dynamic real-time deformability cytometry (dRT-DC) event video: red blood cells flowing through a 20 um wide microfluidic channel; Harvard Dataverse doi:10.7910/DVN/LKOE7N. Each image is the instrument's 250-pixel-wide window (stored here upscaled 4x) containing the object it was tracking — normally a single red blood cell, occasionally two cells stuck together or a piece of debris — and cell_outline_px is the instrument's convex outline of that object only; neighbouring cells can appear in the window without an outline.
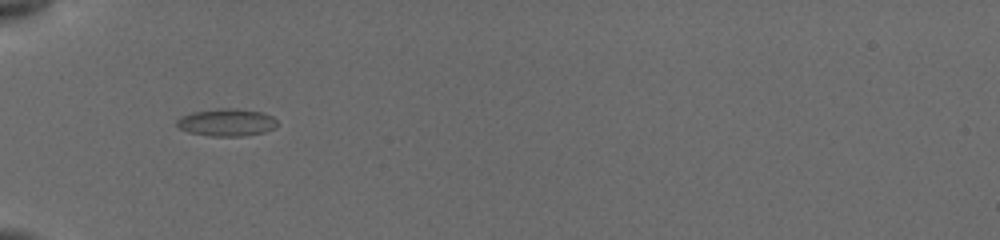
{"species": "common noctule bat (a hibernating species)", "species_latin": "Nyctalus noctula", "temperature_condition": "cold", "stored_images_in_passage": 7, "camera_frame_rate_fps": 3000, "um_per_image_px": 0.085, "animal": {"sex": "female", "body_mass_g": 19.5, "forearm_length_mm": 54.1}, "frame": {"image": 1, "passage_image": 1, "time_ms": 0.0, "image_size_px": [1000, 240], "cell_outline_px": [[276, 128], [264, 132], [244, 136], [212, 136], [188, 132], [180, 128], [176, 124], [176, 120], [180, 116], [192, 112], [216, 108], [236, 108], [260, 112], [272, 116], [276, 120]], "centroid_in_image_um": [19.25, 10.4], "position_along_channel_um": 65.8, "area_um2": 16.13}}
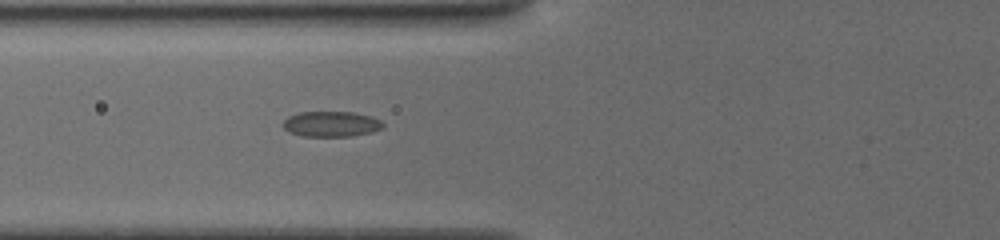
{"frame": {"image": 2, "passage_image": 4, "time_ms": 1.0, "image_size_px": [1000, 240], "cell_outline_px": [[384, 128], [372, 132], [352, 136], [300, 136], [284, 128], [284, 120], [288, 116], [300, 112], [356, 112], [372, 116], [380, 120], [384, 124]], "centroid_in_image_um": [28.21, 10.53], "position_along_channel_um": 97.6, "area_um2": 14.85}}
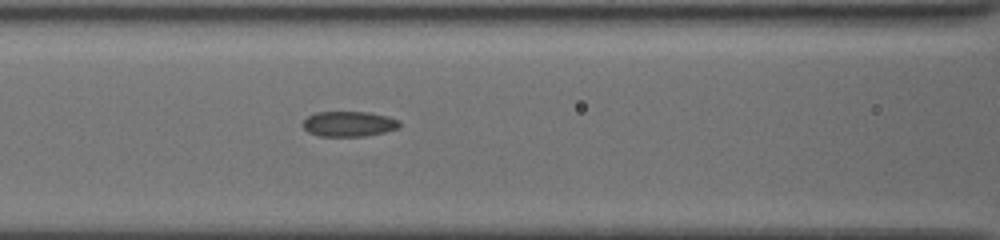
{"frame": {"image": 3, "passage_image": 7, "time_ms": 2.0, "image_size_px": [1000, 240], "cell_outline_px": [[400, 128], [384, 132], [364, 136], [320, 136], [308, 132], [300, 124], [308, 116], [316, 112], [368, 112], [388, 116], [400, 120]], "centroid_in_image_um": [29.66, 10.53], "position_along_channel_um": 136.9, "area_um2": 14.33}}